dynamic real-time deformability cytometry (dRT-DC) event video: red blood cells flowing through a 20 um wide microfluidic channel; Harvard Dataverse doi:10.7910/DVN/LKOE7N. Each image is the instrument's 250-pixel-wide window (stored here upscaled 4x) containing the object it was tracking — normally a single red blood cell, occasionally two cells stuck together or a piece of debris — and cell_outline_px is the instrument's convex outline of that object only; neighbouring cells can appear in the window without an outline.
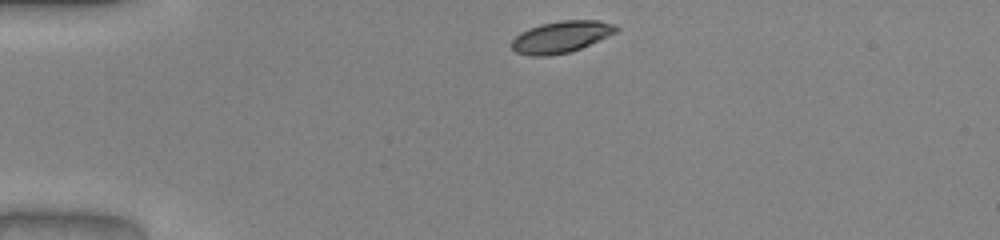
{"species": "common noctule bat (a hibernating species)", "species_latin": "Nyctalus noctula", "temperature_condition": "warm", "stored_images_in_passage": 33, "camera_frame_rate_fps": 3000, "um_per_image_px": 0.085, "animal": {"sex": "male", "body_mass_g": 20.0, "forearm_length_mm": 53.3}, "frame": {"image": 1, "passage_image": 1, "time_ms": 0.0, "image_size_px": [1000, 240], "cell_outline_px": [[620, 28], [616, 32], [608, 36], [580, 48], [568, 52], [548, 56], [532, 56], [516, 52], [512, 48], [512, 40], [520, 32], [540, 24], [560, 20], [600, 20], [616, 24]], "centroid_in_image_um": [47.71, 3.12], "position_along_channel_um": 37.3, "area_um2": 19.25}}
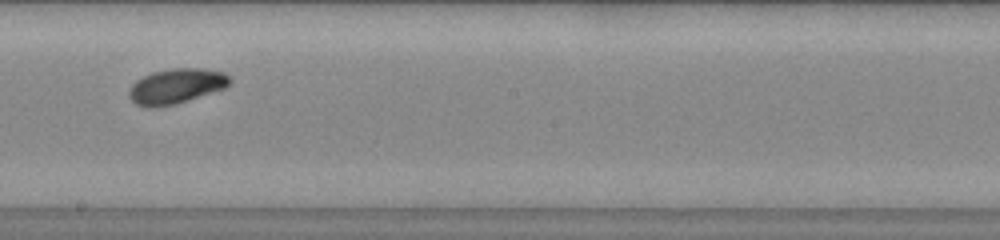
{"frame": {"image": 2, "passage_image": 19, "time_ms": 6.0, "image_size_px": [1000, 240], "cell_outline_px": [[232, 80], [224, 88], [172, 104], [156, 108], [144, 108], [136, 104], [128, 96], [128, 88], [136, 80], [152, 72], [172, 68], [204, 68], [224, 72]], "centroid_in_image_um": [14.92, 7.31], "position_along_channel_um": 233.3, "area_um2": 20.46}}
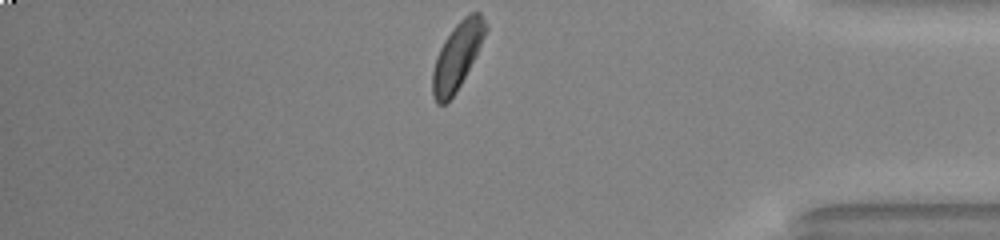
{"frame": {"image": 3, "passage_image": 33, "time_ms": 10.667, "image_size_px": [1000, 240], "cell_outline_px": [[488, 28], [456, 92], [444, 104], [436, 104], [432, 96], [432, 72], [436, 56], [444, 40], [452, 28], [464, 16], [472, 12], [480, 12], [488, 24]], "centroid_in_image_um": [38.83, 4.74], "position_along_channel_um": 396.4, "area_um2": 20.23}, "authors_computed_cell_mechanics": {"area_um2": 19.941, "velocity_mm_per_s": 4.049, "shape_relaxation_time_tau1_ms": 2.117, "shape_relaxation_time_tau2_ms": null, "deformation_change_tau1": 0.1062, "deformation_change_tau2": null}}